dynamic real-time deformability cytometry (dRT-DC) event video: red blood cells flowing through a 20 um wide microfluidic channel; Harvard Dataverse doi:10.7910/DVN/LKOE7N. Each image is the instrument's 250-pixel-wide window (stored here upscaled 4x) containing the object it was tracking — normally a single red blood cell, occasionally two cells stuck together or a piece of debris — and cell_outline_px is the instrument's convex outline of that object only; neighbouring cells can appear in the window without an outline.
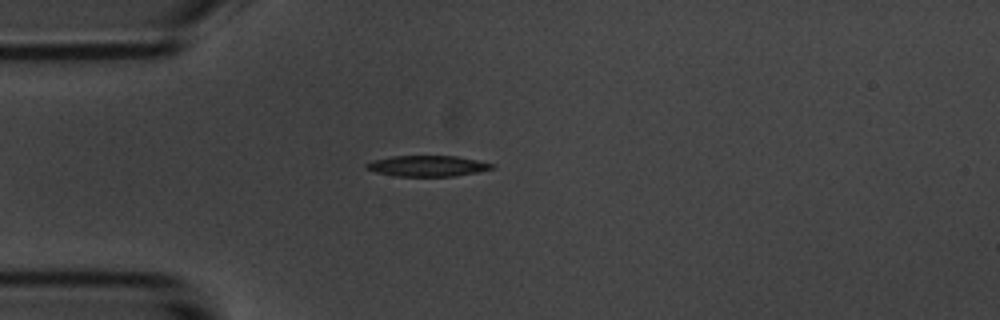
{"species": "common noctule bat (a hibernating species)", "species_latin": "Nyctalus noctula", "temperature_condition": "room temperature", "stored_images_in_passage": 4, "camera_frame_rate_fps": 3000, "um_per_image_px": 0.085, "animal": {"sex": "male", "body_mass_g": 20.1, "forearm_length_mm": 53.5}, "frame": {"image": 1, "passage_image": 4, "time_ms": 3.333, "image_size_px": [1000, 320], "cell_outline_px": [[496, 168], [456, 176], [392, 176], [376, 172], [364, 168], [364, 164], [372, 160], [392, 156], [456, 156], [496, 164]], "centroid_in_image_um": [36.32, 14.11], "position_along_channel_um": 48.7, "area_um2": 15.37}}